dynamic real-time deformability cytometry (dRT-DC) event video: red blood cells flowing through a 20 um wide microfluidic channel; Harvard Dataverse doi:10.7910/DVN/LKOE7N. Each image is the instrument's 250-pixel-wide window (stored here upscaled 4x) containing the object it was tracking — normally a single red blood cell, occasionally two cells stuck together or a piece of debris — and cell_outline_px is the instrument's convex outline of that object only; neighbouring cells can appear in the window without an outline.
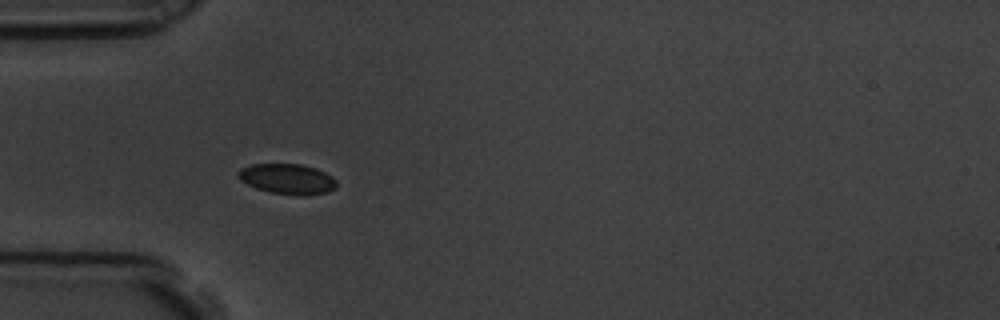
{"species": "common noctule bat (a hibernating species)", "species_latin": "Nyctalus noctula", "temperature_condition": "room temperature", "stored_images_in_passage": 42, "camera_frame_rate_fps": 3000, "um_per_image_px": 0.085, "animal": {"sex": "male", "body_mass_g": 19.5, "forearm_length_mm": 54.6}, "frame": {"image": 1, "passage_image": 1, "time_ms": 0.0, "image_size_px": [1000, 320], "cell_outline_px": [[336, 188], [328, 192], [300, 196], [268, 192], [256, 188], [240, 180], [236, 172], [240, 168], [252, 164], [300, 164], [316, 168], [332, 176], [336, 180]], "centroid_in_image_um": [24.42, 15.21], "position_along_channel_um": 60.6, "area_um2": 17.51}}
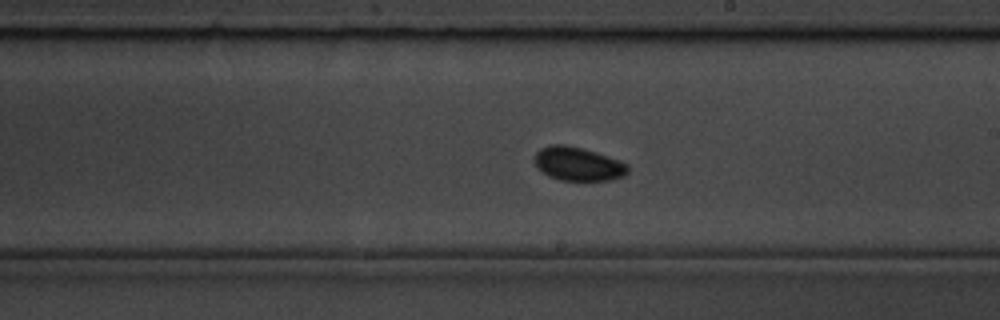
{"frame": {"image": 2, "passage_image": 17, "time_ms": 5.333, "image_size_px": [1000, 320], "cell_outline_px": [[628, 172], [624, 176], [612, 180], [560, 180], [548, 176], [532, 160], [536, 152], [540, 148], [552, 144], [564, 144], [584, 148], [620, 160], [628, 164]], "centroid_in_image_um": [49.14, 13.92], "position_along_channel_um": 239.9, "area_um2": 18.44}}
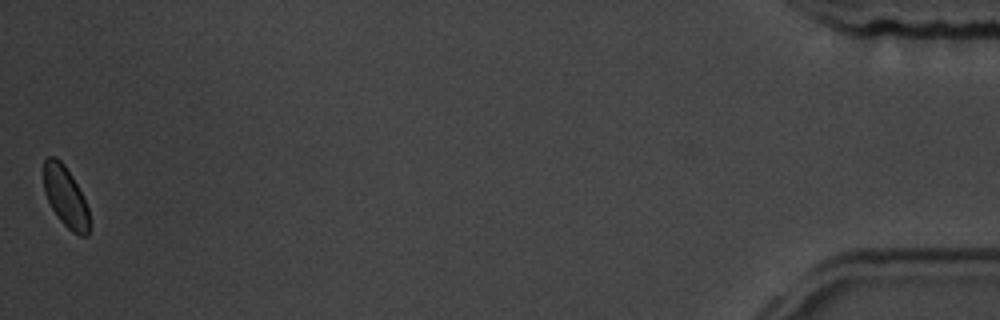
{"frame": {"image": 3, "passage_image": 42, "time_ms": 13.667, "image_size_px": [1000, 320], "cell_outline_px": [[88, 236], [80, 236], [72, 232], [60, 220], [52, 208], [44, 192], [44, 160], [48, 156], [56, 156], [64, 164], [72, 176], [88, 208]], "centroid_in_image_um": [5.55, 16.7], "position_along_channel_um": 429.7, "area_um2": 15.84}, "authors_computed_cell_mechanics": {"area_um2": 17.4845, "velocity_mm_per_s": 3.419, "shape_relaxation_time_tau1_ms": null, "shape_relaxation_time_tau2_ms": 2.4934, "deformation_change_tau1": null, "deformation_change_tau2": 0.0324}}